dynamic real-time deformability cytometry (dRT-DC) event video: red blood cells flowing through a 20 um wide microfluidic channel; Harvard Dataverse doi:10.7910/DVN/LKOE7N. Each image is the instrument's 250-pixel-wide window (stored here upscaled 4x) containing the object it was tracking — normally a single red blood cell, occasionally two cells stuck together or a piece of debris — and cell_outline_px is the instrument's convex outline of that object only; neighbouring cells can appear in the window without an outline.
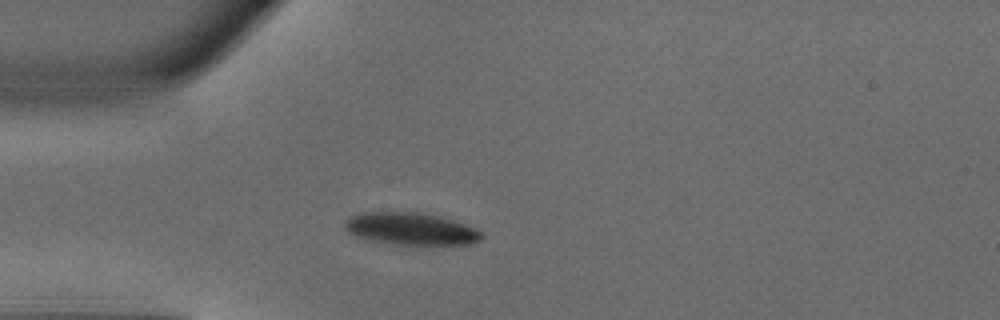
{"species": "common noctule bat (a hibernating species)", "species_latin": "Nyctalus noctula", "temperature_condition": "warm", "stored_images_in_passage": 35, "camera_frame_rate_fps": 3000, "um_per_image_px": 0.085, "animal": {"sex": "male", "body_mass_g": 18.8}, "frame": {"image": 1, "passage_image": 2, "time_ms": 0.333, "image_size_px": [1000, 320], "cell_outline_px": [[484, 236], [480, 240], [472, 244], [396, 244], [368, 240], [356, 236], [348, 232], [344, 228], [344, 220], [352, 216], [364, 212], [416, 212], [436, 216], [452, 220], [476, 228]], "centroid_in_image_um": [34.89, 19.45], "position_along_channel_um": 50.1, "area_um2": 25.43}}
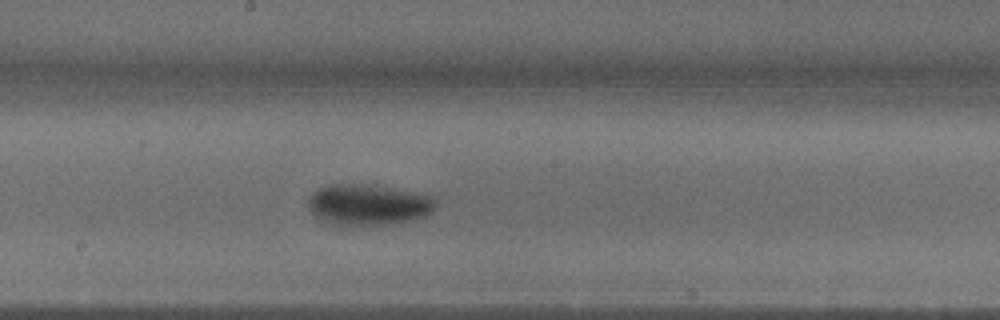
{"frame": {"image": 2, "passage_image": 15, "time_ms": 4.667, "image_size_px": [1000, 320], "cell_outline_px": [[436, 208], [432, 212], [424, 216], [412, 220], [388, 224], [360, 228], [352, 228], [332, 224], [316, 216], [308, 208], [308, 196], [312, 192], [320, 188], [332, 184], [372, 184], [420, 192], [432, 196], [436, 200]], "centroid_in_image_um": [31.32, 17.42], "position_along_channel_um": 216.9, "area_um2": 31.44}}
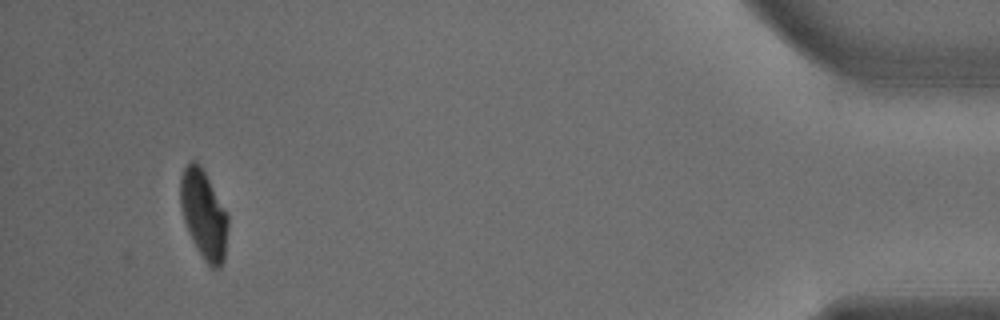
{"frame": {"image": 3, "passage_image": 35, "time_ms": 11.333, "image_size_px": [1000, 320], "cell_outline_px": [[228, 228], [224, 260], [220, 268], [212, 268], [204, 260], [196, 248], [188, 232], [180, 208], [180, 176], [184, 168], [192, 160], [196, 160], [200, 164], [228, 212]], "centroid_in_image_um": [17.32, 18.22], "position_along_channel_um": 417.9, "area_um2": 24.91}, "authors_computed_cell_mechanics": {"area_um2": 28.6688, "velocity_mm_per_s": 4.0816, "shape_relaxation_time_tau1_ms": 2.4317, "shape_relaxation_time_tau2_ms": null, "deformation_change_tau1": 0.149, "deformation_change_tau2": null}}